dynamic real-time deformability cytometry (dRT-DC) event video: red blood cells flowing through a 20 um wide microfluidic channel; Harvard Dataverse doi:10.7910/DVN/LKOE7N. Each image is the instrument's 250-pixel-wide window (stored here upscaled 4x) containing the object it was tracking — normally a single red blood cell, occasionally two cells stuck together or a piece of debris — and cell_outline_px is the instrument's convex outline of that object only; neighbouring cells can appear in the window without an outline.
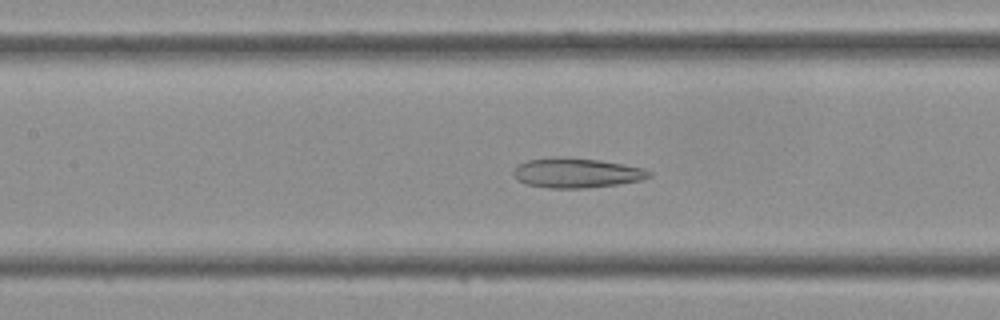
{"species": "Egyptian fruit bat (a non-hibernating species)", "species_latin": "Rousettus aegyptiacus", "temperature_condition": "cold", "stored_images_in_passage": 33, "camera_frame_rate_fps": 3000, "um_per_image_px": 0.085, "frame": {"image": 1, "passage_image": 9, "time_ms": 2.667, "image_size_px": [1000, 320], "cell_outline_px": [[652, 176], [644, 180], [588, 188], [548, 188], [528, 184], [520, 180], [512, 172], [516, 164], [528, 160], [556, 156], [560, 156], [600, 160], [624, 164], [644, 168], [652, 172]], "centroid_in_image_um": [49.04, 14.68], "position_along_channel_um": 158.4, "area_um2": 23.7}}
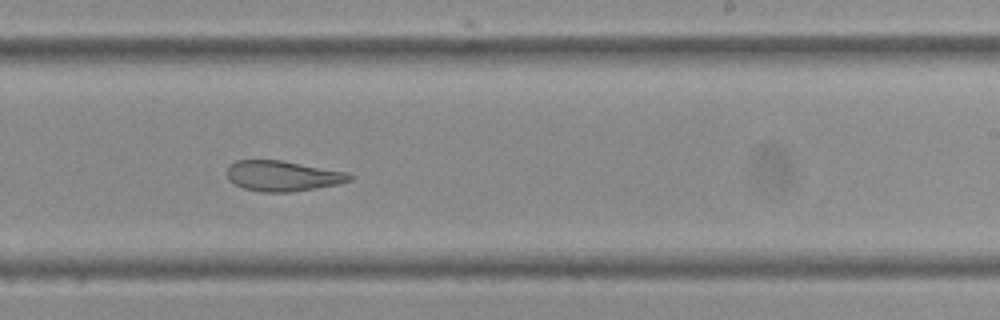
{"frame": {"image": 2, "passage_image": 16, "time_ms": 5.0, "image_size_px": [1000, 320], "cell_outline_px": [[352, 180], [340, 184], [316, 188], [288, 192], [260, 192], [244, 188], [228, 180], [228, 164], [236, 160], [280, 160], [348, 172], [352, 176]], "centroid_in_image_um": [24.03, 14.95], "position_along_channel_um": 265.0, "area_um2": 21.73}}
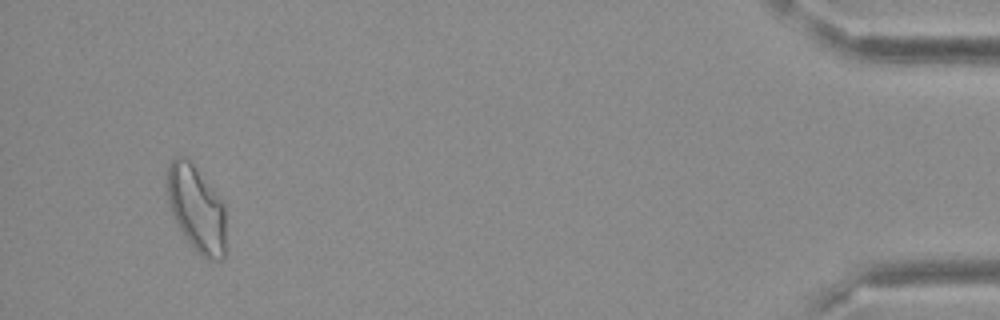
{"frame": {"image": 3, "passage_image": 31, "time_ms": 10.0, "image_size_px": [1000, 320], "cell_outline_px": [[224, 256], [220, 260], [208, 260], [188, 240], [180, 228], [172, 212], [168, 200], [164, 176], [168, 164], [176, 156], [184, 156], [192, 164], [224, 204]], "centroid_in_image_um": [16.65, 17.68], "position_along_channel_um": 418.6, "area_um2": 28.78}}